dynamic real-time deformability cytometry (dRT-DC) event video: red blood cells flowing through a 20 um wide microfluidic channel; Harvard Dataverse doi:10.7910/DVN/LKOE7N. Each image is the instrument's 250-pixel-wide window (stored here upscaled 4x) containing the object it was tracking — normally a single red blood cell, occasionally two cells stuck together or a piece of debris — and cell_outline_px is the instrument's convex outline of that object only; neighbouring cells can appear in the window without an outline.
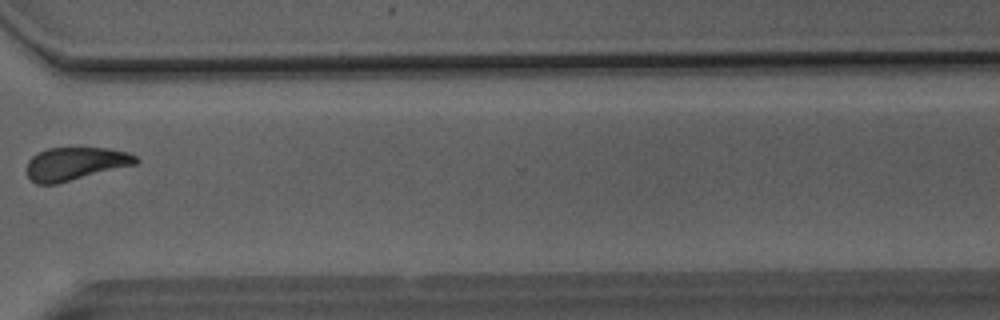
{"species": "Egyptian fruit bat (a non-hibernating species)", "species_latin": "Rousettus aegyptiacus", "temperature_condition": "room temperature", "stored_images_in_passage": 12, "camera_frame_rate_fps": 3000, "um_per_image_px": 0.085, "animal": {"sex": "male"}, "frame": {"image": 1, "passage_image": 10, "time_ms": 3.0, "image_size_px": [1000, 320], "cell_outline_px": [[140, 160], [136, 164], [56, 184], [36, 184], [28, 176], [28, 160], [32, 156], [48, 148], [108, 148], [128, 152], [136, 156]], "centroid_in_image_um": [6.43, 13.91], "position_along_channel_um": 364.2, "area_um2": 20.81}}